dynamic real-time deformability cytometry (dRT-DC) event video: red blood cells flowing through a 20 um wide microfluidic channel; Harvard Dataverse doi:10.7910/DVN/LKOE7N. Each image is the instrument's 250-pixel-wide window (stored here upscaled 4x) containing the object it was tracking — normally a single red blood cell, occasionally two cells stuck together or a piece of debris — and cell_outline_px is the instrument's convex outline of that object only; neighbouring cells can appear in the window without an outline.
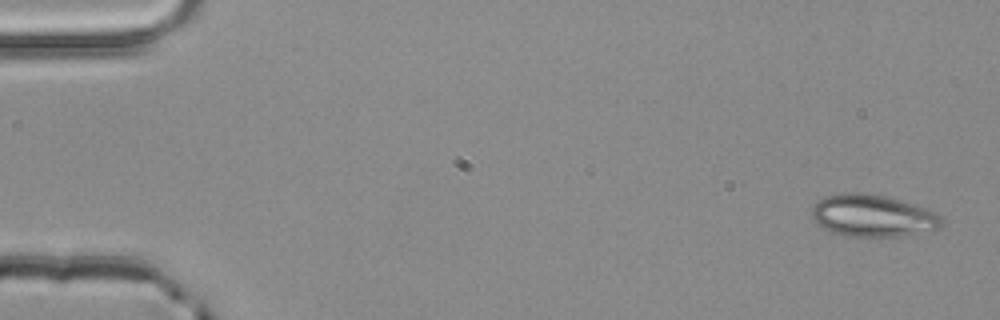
{"species": "common noctule bat (a hibernating species)", "species_latin": "Nyctalus noctula", "temperature_condition": "room temperature", "stored_images_in_passage": 3, "camera_frame_rate_fps": 3000, "um_per_image_px": 0.085, "animal": {"sex": "male", "body_mass_g": 20.4}, "frame": {"image": 1, "passage_image": 1, "time_ms": 0.0, "image_size_px": [1000, 320], "cell_outline_px": [[944, 224], [936, 228], [896, 236], [868, 240], [844, 236], [832, 232], [816, 224], [812, 216], [812, 208], [824, 196], [840, 192], [860, 192], [888, 196], [936, 212], [944, 220]], "centroid_in_image_um": [74.13, 18.36], "position_along_channel_um": 10.9, "area_um2": 32.37}}